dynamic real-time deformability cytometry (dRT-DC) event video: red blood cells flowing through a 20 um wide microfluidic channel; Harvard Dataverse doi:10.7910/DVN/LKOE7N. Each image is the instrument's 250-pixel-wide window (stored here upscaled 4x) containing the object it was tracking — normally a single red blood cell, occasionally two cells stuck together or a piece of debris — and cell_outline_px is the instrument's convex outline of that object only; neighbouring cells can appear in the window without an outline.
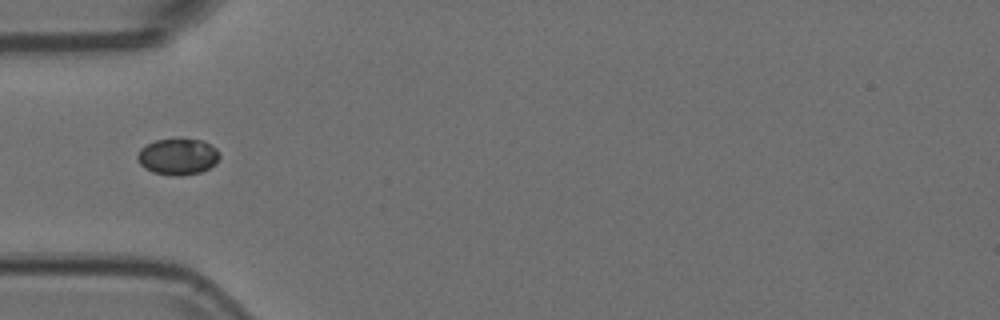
{"species": "Egyptian fruit bat (a non-hibernating species)", "species_latin": "Rousettus aegyptiacus", "temperature_condition": "room temperature", "stored_images_in_passage": 24, "camera_frame_rate_fps": 3000, "um_per_image_px": 0.085, "animal": {"sex": "female"}, "frame": {"image": 1, "passage_image": 1, "time_ms": 0.0, "image_size_px": [1000, 320], "cell_outline_px": [[220, 156], [216, 164], [200, 172], [180, 176], [172, 176], [152, 172], [144, 168], [136, 160], [136, 156], [140, 148], [156, 140], [200, 140], [216, 148], [220, 152]], "centroid_in_image_um": [15.1, 13.34], "position_along_channel_um": 69.9, "area_um2": 17.28}}